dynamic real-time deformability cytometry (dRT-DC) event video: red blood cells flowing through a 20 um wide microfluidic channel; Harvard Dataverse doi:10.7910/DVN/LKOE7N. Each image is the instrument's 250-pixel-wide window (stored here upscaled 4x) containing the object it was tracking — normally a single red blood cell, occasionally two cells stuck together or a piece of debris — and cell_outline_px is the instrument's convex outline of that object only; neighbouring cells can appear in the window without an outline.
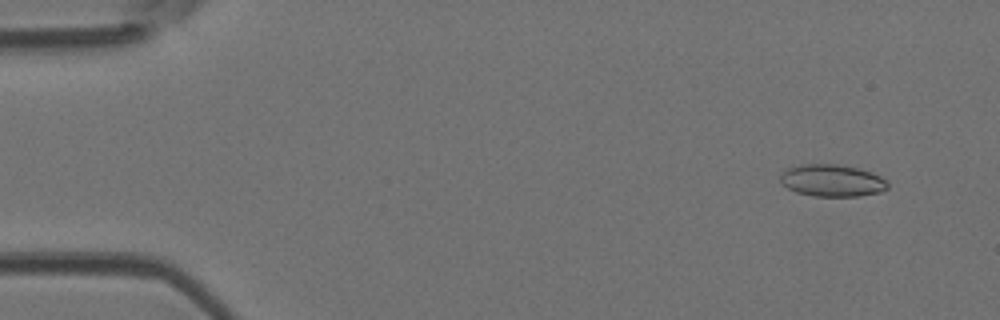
{"species": "Egyptian fruit bat (a non-hibernating species)", "species_latin": "Rousettus aegyptiacus", "temperature_condition": "room temperature", "stored_images_in_passage": 46, "camera_frame_rate_fps": 3000, "um_per_image_px": 0.085, "animal": {"sex": "female"}, "frame": {"image": 1, "passage_image": 4, "time_ms": 1.0, "image_size_px": [1000, 320], "cell_outline_px": [[888, 188], [880, 192], [860, 196], [812, 196], [796, 192], [788, 188], [780, 180], [780, 176], [788, 168], [800, 164], [836, 164], [856, 168], [872, 172], [888, 180]], "centroid_in_image_um": [70.76, 15.35], "position_along_channel_um": 14.2, "area_um2": 20.06}}
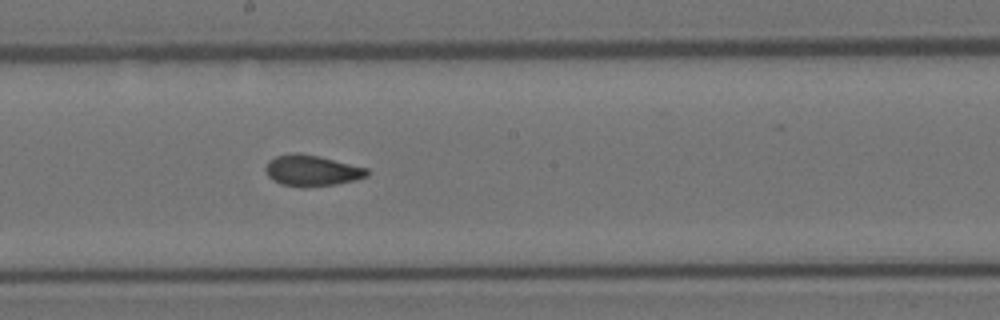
{"frame": {"image": 2, "passage_image": 27, "time_ms": 8.667, "image_size_px": [1000, 320], "cell_outline_px": [[368, 176], [356, 180], [336, 184], [304, 188], [280, 184], [272, 180], [268, 176], [264, 168], [268, 160], [276, 156], [292, 152], [296, 152], [320, 156], [368, 168]], "centroid_in_image_um": [26.48, 14.5], "position_along_channel_um": 221.7, "area_um2": 18.67}}
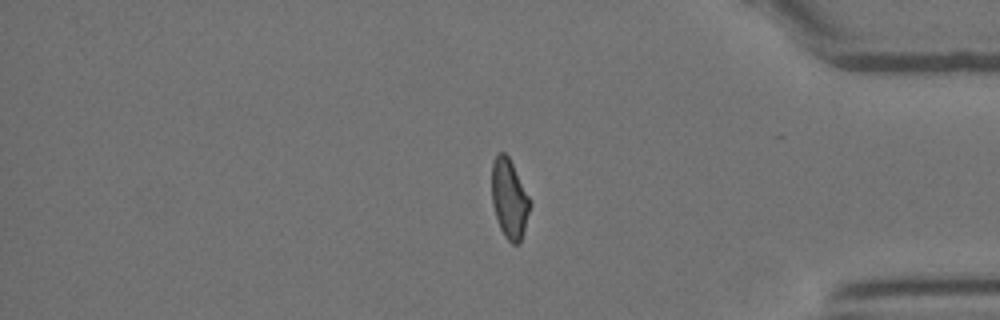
{"frame": {"image": 3, "passage_image": 41, "time_ms": 13.333, "image_size_px": [1000, 320], "cell_outline_px": [[532, 204], [524, 232], [520, 240], [516, 244], [512, 244], [504, 236], [500, 228], [492, 204], [492, 160], [500, 152], [504, 152], [508, 156]], "centroid_in_image_um": [43.29, 16.91], "position_along_channel_um": 391.9, "area_um2": 17.46}}